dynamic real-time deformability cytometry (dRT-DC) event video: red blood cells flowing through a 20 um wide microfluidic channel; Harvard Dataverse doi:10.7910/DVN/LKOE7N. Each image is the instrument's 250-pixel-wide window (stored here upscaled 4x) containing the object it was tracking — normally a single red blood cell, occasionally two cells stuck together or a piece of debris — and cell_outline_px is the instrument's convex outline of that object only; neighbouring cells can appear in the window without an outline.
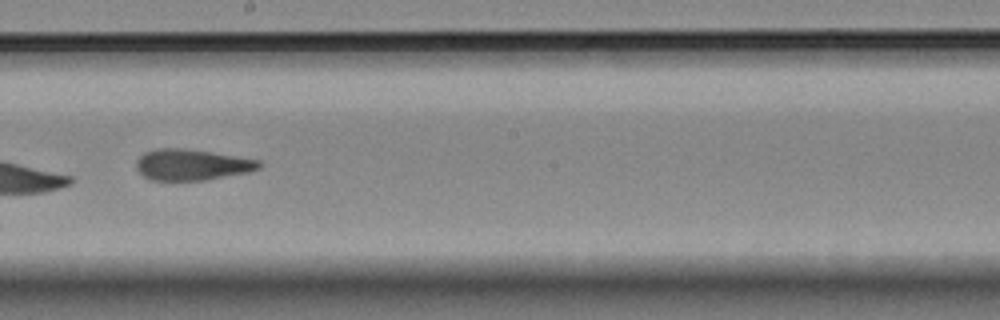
{"species": "Egyptian fruit bat (a non-hibernating species)", "species_latin": "Rousettus aegyptiacus", "temperature_condition": "room temperature", "stored_images_in_passage": 14, "camera_frame_rate_fps": 3000, "um_per_image_px": 0.085, "animal": {"sex": "female"}, "frame": {"image": 1, "passage_image": 8, "time_ms": 9.0, "image_size_px": [1000, 320], "cell_outline_px": [[260, 168], [248, 172], [204, 180], [152, 180], [144, 176], [136, 168], [136, 160], [144, 152], [156, 148], [180, 148], [212, 152], [260, 160]], "centroid_in_image_um": [16.28, 13.99], "position_along_channel_um": 231.9, "area_um2": 22.08}, "authors_computed_cell_mechanics": {"area_um2": 21.964, "velocity_mm_per_s": 3.5585, "shape_relaxation_time_tau1_ms": null, "shape_relaxation_time_tau2_ms": 9.706, "deformation_change_tau1": null, "deformation_change_tau2": 0.1058}}